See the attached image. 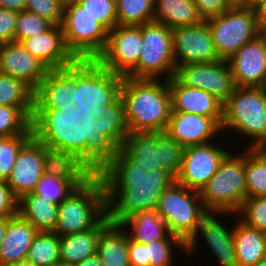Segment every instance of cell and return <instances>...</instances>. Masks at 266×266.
<instances>
[{"mask_svg": "<svg viewBox=\"0 0 266 266\" xmlns=\"http://www.w3.org/2000/svg\"><path fill=\"white\" fill-rule=\"evenodd\" d=\"M33 136L45 146L76 155L93 174L119 181L127 174L129 156L98 126L92 113L74 104L58 109H33Z\"/></svg>", "mask_w": 266, "mask_h": 266, "instance_id": "6da1fadb", "label": "cell"}, {"mask_svg": "<svg viewBox=\"0 0 266 266\" xmlns=\"http://www.w3.org/2000/svg\"><path fill=\"white\" fill-rule=\"evenodd\" d=\"M124 77L120 97L130 137L136 142L148 133L165 132L171 113L168 80Z\"/></svg>", "mask_w": 266, "mask_h": 266, "instance_id": "7a4b0ae2", "label": "cell"}, {"mask_svg": "<svg viewBox=\"0 0 266 266\" xmlns=\"http://www.w3.org/2000/svg\"><path fill=\"white\" fill-rule=\"evenodd\" d=\"M162 217L172 235L187 244L197 233L203 217L209 212L199 191L175 180H154L136 190Z\"/></svg>", "mask_w": 266, "mask_h": 266, "instance_id": "3957f363", "label": "cell"}, {"mask_svg": "<svg viewBox=\"0 0 266 266\" xmlns=\"http://www.w3.org/2000/svg\"><path fill=\"white\" fill-rule=\"evenodd\" d=\"M119 180L94 174L58 205V220L53 231L59 237L95 228L110 212L112 195Z\"/></svg>", "mask_w": 266, "mask_h": 266, "instance_id": "277c9868", "label": "cell"}, {"mask_svg": "<svg viewBox=\"0 0 266 266\" xmlns=\"http://www.w3.org/2000/svg\"><path fill=\"white\" fill-rule=\"evenodd\" d=\"M185 147L166 132L148 133L135 143L127 174L121 181L131 190L154 180H174L182 166Z\"/></svg>", "mask_w": 266, "mask_h": 266, "instance_id": "5b68a950", "label": "cell"}, {"mask_svg": "<svg viewBox=\"0 0 266 266\" xmlns=\"http://www.w3.org/2000/svg\"><path fill=\"white\" fill-rule=\"evenodd\" d=\"M124 77L101 66L95 59L76 60L72 64L70 102L80 112L97 119L119 97Z\"/></svg>", "mask_w": 266, "mask_h": 266, "instance_id": "8992f818", "label": "cell"}, {"mask_svg": "<svg viewBox=\"0 0 266 266\" xmlns=\"http://www.w3.org/2000/svg\"><path fill=\"white\" fill-rule=\"evenodd\" d=\"M111 214L114 221L125 231L129 240L149 244L167 240L172 234L165 220L136 190L122 181L115 185L112 195ZM126 227V228H125Z\"/></svg>", "mask_w": 266, "mask_h": 266, "instance_id": "52a82bcc", "label": "cell"}, {"mask_svg": "<svg viewBox=\"0 0 266 266\" xmlns=\"http://www.w3.org/2000/svg\"><path fill=\"white\" fill-rule=\"evenodd\" d=\"M223 129L250 137L248 148H261L266 143V87L236 86L223 102Z\"/></svg>", "mask_w": 266, "mask_h": 266, "instance_id": "ba28073f", "label": "cell"}, {"mask_svg": "<svg viewBox=\"0 0 266 266\" xmlns=\"http://www.w3.org/2000/svg\"><path fill=\"white\" fill-rule=\"evenodd\" d=\"M199 194L208 211L236 213L247 198L245 148L240 155L229 152Z\"/></svg>", "mask_w": 266, "mask_h": 266, "instance_id": "9c48e42d", "label": "cell"}, {"mask_svg": "<svg viewBox=\"0 0 266 266\" xmlns=\"http://www.w3.org/2000/svg\"><path fill=\"white\" fill-rule=\"evenodd\" d=\"M220 59L227 60L259 35V15L254 6L234 7L205 20Z\"/></svg>", "mask_w": 266, "mask_h": 266, "instance_id": "30bf717a", "label": "cell"}, {"mask_svg": "<svg viewBox=\"0 0 266 266\" xmlns=\"http://www.w3.org/2000/svg\"><path fill=\"white\" fill-rule=\"evenodd\" d=\"M143 47L137 67L127 76L134 79H166L174 76L176 64L172 29L151 21L142 25ZM164 76V77H162Z\"/></svg>", "mask_w": 266, "mask_h": 266, "instance_id": "8fae6325", "label": "cell"}, {"mask_svg": "<svg viewBox=\"0 0 266 266\" xmlns=\"http://www.w3.org/2000/svg\"><path fill=\"white\" fill-rule=\"evenodd\" d=\"M62 33L77 60L96 59L107 42L108 30L77 2L63 8Z\"/></svg>", "mask_w": 266, "mask_h": 266, "instance_id": "7c38bea8", "label": "cell"}, {"mask_svg": "<svg viewBox=\"0 0 266 266\" xmlns=\"http://www.w3.org/2000/svg\"><path fill=\"white\" fill-rule=\"evenodd\" d=\"M142 47V25H116L108 31L105 48L95 60L114 74L127 77L137 67Z\"/></svg>", "mask_w": 266, "mask_h": 266, "instance_id": "4fadbf2b", "label": "cell"}, {"mask_svg": "<svg viewBox=\"0 0 266 266\" xmlns=\"http://www.w3.org/2000/svg\"><path fill=\"white\" fill-rule=\"evenodd\" d=\"M180 84L199 88L224 102L234 91L232 71L227 60L176 66L173 76Z\"/></svg>", "mask_w": 266, "mask_h": 266, "instance_id": "5bb4252c", "label": "cell"}, {"mask_svg": "<svg viewBox=\"0 0 266 266\" xmlns=\"http://www.w3.org/2000/svg\"><path fill=\"white\" fill-rule=\"evenodd\" d=\"M229 151L212 144V141L185 147L182 166L174 180L187 188L200 191L218 171Z\"/></svg>", "mask_w": 266, "mask_h": 266, "instance_id": "9a60e30c", "label": "cell"}, {"mask_svg": "<svg viewBox=\"0 0 266 266\" xmlns=\"http://www.w3.org/2000/svg\"><path fill=\"white\" fill-rule=\"evenodd\" d=\"M172 39L176 66L221 60L216 53L210 28L205 20L197 25L173 28Z\"/></svg>", "mask_w": 266, "mask_h": 266, "instance_id": "2e32d148", "label": "cell"}, {"mask_svg": "<svg viewBox=\"0 0 266 266\" xmlns=\"http://www.w3.org/2000/svg\"><path fill=\"white\" fill-rule=\"evenodd\" d=\"M231 216L234 212L209 211L201 220L195 236L186 244V253L196 251L197 240L201 237L212 251L219 266H237L236 250L233 238V227L228 228L218 220L219 215ZM216 217V218H215ZM199 235V236H198ZM201 235V236H200Z\"/></svg>", "mask_w": 266, "mask_h": 266, "instance_id": "e0dca14e", "label": "cell"}, {"mask_svg": "<svg viewBox=\"0 0 266 266\" xmlns=\"http://www.w3.org/2000/svg\"><path fill=\"white\" fill-rule=\"evenodd\" d=\"M227 61L236 86L266 87V41L260 35Z\"/></svg>", "mask_w": 266, "mask_h": 266, "instance_id": "ac0fdd59", "label": "cell"}, {"mask_svg": "<svg viewBox=\"0 0 266 266\" xmlns=\"http://www.w3.org/2000/svg\"><path fill=\"white\" fill-rule=\"evenodd\" d=\"M44 144L34 136L21 148L14 168L6 180L12 194L19 199L33 192L44 174Z\"/></svg>", "mask_w": 266, "mask_h": 266, "instance_id": "d6986e66", "label": "cell"}, {"mask_svg": "<svg viewBox=\"0 0 266 266\" xmlns=\"http://www.w3.org/2000/svg\"><path fill=\"white\" fill-rule=\"evenodd\" d=\"M49 69L19 42L0 44V73L22 80L33 91Z\"/></svg>", "mask_w": 266, "mask_h": 266, "instance_id": "ffe728a7", "label": "cell"}, {"mask_svg": "<svg viewBox=\"0 0 266 266\" xmlns=\"http://www.w3.org/2000/svg\"><path fill=\"white\" fill-rule=\"evenodd\" d=\"M171 95V111L189 112L211 117L220 127L223 118V102L199 88L180 84L174 77L168 80Z\"/></svg>", "mask_w": 266, "mask_h": 266, "instance_id": "44dd1931", "label": "cell"}, {"mask_svg": "<svg viewBox=\"0 0 266 266\" xmlns=\"http://www.w3.org/2000/svg\"><path fill=\"white\" fill-rule=\"evenodd\" d=\"M221 127L211 118L171 111L165 132L184 147L211 142Z\"/></svg>", "mask_w": 266, "mask_h": 266, "instance_id": "7402d4cb", "label": "cell"}, {"mask_svg": "<svg viewBox=\"0 0 266 266\" xmlns=\"http://www.w3.org/2000/svg\"><path fill=\"white\" fill-rule=\"evenodd\" d=\"M20 43L49 70L64 69L77 60L66 47L61 25H52L45 32Z\"/></svg>", "mask_w": 266, "mask_h": 266, "instance_id": "603a6c76", "label": "cell"}, {"mask_svg": "<svg viewBox=\"0 0 266 266\" xmlns=\"http://www.w3.org/2000/svg\"><path fill=\"white\" fill-rule=\"evenodd\" d=\"M72 64L64 69L49 70L34 90L33 109H58L72 104Z\"/></svg>", "mask_w": 266, "mask_h": 266, "instance_id": "cb8c5ba5", "label": "cell"}, {"mask_svg": "<svg viewBox=\"0 0 266 266\" xmlns=\"http://www.w3.org/2000/svg\"><path fill=\"white\" fill-rule=\"evenodd\" d=\"M38 231L18 213L11 216L0 246V266L26 261L27 252Z\"/></svg>", "mask_w": 266, "mask_h": 266, "instance_id": "d4e9b609", "label": "cell"}, {"mask_svg": "<svg viewBox=\"0 0 266 266\" xmlns=\"http://www.w3.org/2000/svg\"><path fill=\"white\" fill-rule=\"evenodd\" d=\"M114 221L111 212L93 229L60 237V265L74 266L96 254L101 233Z\"/></svg>", "mask_w": 266, "mask_h": 266, "instance_id": "484cf974", "label": "cell"}, {"mask_svg": "<svg viewBox=\"0 0 266 266\" xmlns=\"http://www.w3.org/2000/svg\"><path fill=\"white\" fill-rule=\"evenodd\" d=\"M236 222L233 238L237 266H254L266 257V231L249 227L239 219Z\"/></svg>", "mask_w": 266, "mask_h": 266, "instance_id": "4316f807", "label": "cell"}, {"mask_svg": "<svg viewBox=\"0 0 266 266\" xmlns=\"http://www.w3.org/2000/svg\"><path fill=\"white\" fill-rule=\"evenodd\" d=\"M17 213L38 232H53L58 220V204L30 192L18 199Z\"/></svg>", "mask_w": 266, "mask_h": 266, "instance_id": "83f0119b", "label": "cell"}, {"mask_svg": "<svg viewBox=\"0 0 266 266\" xmlns=\"http://www.w3.org/2000/svg\"><path fill=\"white\" fill-rule=\"evenodd\" d=\"M44 173L67 181H88L94 174L74 154L44 145Z\"/></svg>", "mask_w": 266, "mask_h": 266, "instance_id": "f1b7e54d", "label": "cell"}, {"mask_svg": "<svg viewBox=\"0 0 266 266\" xmlns=\"http://www.w3.org/2000/svg\"><path fill=\"white\" fill-rule=\"evenodd\" d=\"M154 21L173 29L203 21L193 0H154Z\"/></svg>", "mask_w": 266, "mask_h": 266, "instance_id": "f546056e", "label": "cell"}, {"mask_svg": "<svg viewBox=\"0 0 266 266\" xmlns=\"http://www.w3.org/2000/svg\"><path fill=\"white\" fill-rule=\"evenodd\" d=\"M96 253L103 266H130L128 237L115 221L101 233Z\"/></svg>", "mask_w": 266, "mask_h": 266, "instance_id": "4dcf8cb0", "label": "cell"}, {"mask_svg": "<svg viewBox=\"0 0 266 266\" xmlns=\"http://www.w3.org/2000/svg\"><path fill=\"white\" fill-rule=\"evenodd\" d=\"M98 126L108 135L129 157L135 147V141L130 137L125 118L124 105L121 97L113 104L107 106V110L96 119Z\"/></svg>", "mask_w": 266, "mask_h": 266, "instance_id": "1f68e13d", "label": "cell"}, {"mask_svg": "<svg viewBox=\"0 0 266 266\" xmlns=\"http://www.w3.org/2000/svg\"><path fill=\"white\" fill-rule=\"evenodd\" d=\"M247 198L266 197V152L245 148Z\"/></svg>", "mask_w": 266, "mask_h": 266, "instance_id": "d6a6232c", "label": "cell"}, {"mask_svg": "<svg viewBox=\"0 0 266 266\" xmlns=\"http://www.w3.org/2000/svg\"><path fill=\"white\" fill-rule=\"evenodd\" d=\"M60 237L53 232H38L26 256L34 266L60 265Z\"/></svg>", "mask_w": 266, "mask_h": 266, "instance_id": "836d02e7", "label": "cell"}, {"mask_svg": "<svg viewBox=\"0 0 266 266\" xmlns=\"http://www.w3.org/2000/svg\"><path fill=\"white\" fill-rule=\"evenodd\" d=\"M33 107H9L0 105V137L33 134L31 118Z\"/></svg>", "mask_w": 266, "mask_h": 266, "instance_id": "e575fe53", "label": "cell"}, {"mask_svg": "<svg viewBox=\"0 0 266 266\" xmlns=\"http://www.w3.org/2000/svg\"><path fill=\"white\" fill-rule=\"evenodd\" d=\"M118 25H143L154 21V0H116Z\"/></svg>", "mask_w": 266, "mask_h": 266, "instance_id": "d590c367", "label": "cell"}, {"mask_svg": "<svg viewBox=\"0 0 266 266\" xmlns=\"http://www.w3.org/2000/svg\"><path fill=\"white\" fill-rule=\"evenodd\" d=\"M34 91L22 80L0 73V105L33 107Z\"/></svg>", "mask_w": 266, "mask_h": 266, "instance_id": "8d00e7d4", "label": "cell"}, {"mask_svg": "<svg viewBox=\"0 0 266 266\" xmlns=\"http://www.w3.org/2000/svg\"><path fill=\"white\" fill-rule=\"evenodd\" d=\"M85 182L67 181L44 173L33 193L59 205L75 188L82 186Z\"/></svg>", "mask_w": 266, "mask_h": 266, "instance_id": "74e56055", "label": "cell"}, {"mask_svg": "<svg viewBox=\"0 0 266 266\" xmlns=\"http://www.w3.org/2000/svg\"><path fill=\"white\" fill-rule=\"evenodd\" d=\"M32 137L33 134L0 137V179H8L21 148Z\"/></svg>", "mask_w": 266, "mask_h": 266, "instance_id": "f35d334b", "label": "cell"}, {"mask_svg": "<svg viewBox=\"0 0 266 266\" xmlns=\"http://www.w3.org/2000/svg\"><path fill=\"white\" fill-rule=\"evenodd\" d=\"M176 244L186 252V244L177 236L171 235L167 240H159L147 244L150 266H173V247Z\"/></svg>", "mask_w": 266, "mask_h": 266, "instance_id": "ab89813d", "label": "cell"}, {"mask_svg": "<svg viewBox=\"0 0 266 266\" xmlns=\"http://www.w3.org/2000/svg\"><path fill=\"white\" fill-rule=\"evenodd\" d=\"M53 24L27 10L18 12L15 28V42H21L48 30Z\"/></svg>", "mask_w": 266, "mask_h": 266, "instance_id": "60d3db41", "label": "cell"}, {"mask_svg": "<svg viewBox=\"0 0 266 266\" xmlns=\"http://www.w3.org/2000/svg\"><path fill=\"white\" fill-rule=\"evenodd\" d=\"M236 215L245 225L266 231V197L246 198Z\"/></svg>", "mask_w": 266, "mask_h": 266, "instance_id": "b9f144b4", "label": "cell"}, {"mask_svg": "<svg viewBox=\"0 0 266 266\" xmlns=\"http://www.w3.org/2000/svg\"><path fill=\"white\" fill-rule=\"evenodd\" d=\"M77 3L108 31L118 25L116 0H78Z\"/></svg>", "mask_w": 266, "mask_h": 266, "instance_id": "7bdbcfd3", "label": "cell"}, {"mask_svg": "<svg viewBox=\"0 0 266 266\" xmlns=\"http://www.w3.org/2000/svg\"><path fill=\"white\" fill-rule=\"evenodd\" d=\"M25 10L46 18L53 25L62 22L63 7L56 0H27Z\"/></svg>", "mask_w": 266, "mask_h": 266, "instance_id": "ee69618b", "label": "cell"}, {"mask_svg": "<svg viewBox=\"0 0 266 266\" xmlns=\"http://www.w3.org/2000/svg\"><path fill=\"white\" fill-rule=\"evenodd\" d=\"M18 12L0 8V44L15 42Z\"/></svg>", "mask_w": 266, "mask_h": 266, "instance_id": "f6af8a7d", "label": "cell"}, {"mask_svg": "<svg viewBox=\"0 0 266 266\" xmlns=\"http://www.w3.org/2000/svg\"><path fill=\"white\" fill-rule=\"evenodd\" d=\"M18 199L4 179H0V217H11L17 214Z\"/></svg>", "mask_w": 266, "mask_h": 266, "instance_id": "bcb514c9", "label": "cell"}, {"mask_svg": "<svg viewBox=\"0 0 266 266\" xmlns=\"http://www.w3.org/2000/svg\"><path fill=\"white\" fill-rule=\"evenodd\" d=\"M199 15L203 20L217 16L231 7L225 0H193Z\"/></svg>", "mask_w": 266, "mask_h": 266, "instance_id": "7dc6e473", "label": "cell"}, {"mask_svg": "<svg viewBox=\"0 0 266 266\" xmlns=\"http://www.w3.org/2000/svg\"><path fill=\"white\" fill-rule=\"evenodd\" d=\"M128 256L130 266H150L147 244L128 239Z\"/></svg>", "mask_w": 266, "mask_h": 266, "instance_id": "c3c4849f", "label": "cell"}, {"mask_svg": "<svg viewBox=\"0 0 266 266\" xmlns=\"http://www.w3.org/2000/svg\"><path fill=\"white\" fill-rule=\"evenodd\" d=\"M26 3L27 0H0V8L21 12L25 10Z\"/></svg>", "mask_w": 266, "mask_h": 266, "instance_id": "681fc988", "label": "cell"}, {"mask_svg": "<svg viewBox=\"0 0 266 266\" xmlns=\"http://www.w3.org/2000/svg\"><path fill=\"white\" fill-rule=\"evenodd\" d=\"M74 266H103V264L101 262V258L96 253Z\"/></svg>", "mask_w": 266, "mask_h": 266, "instance_id": "f907efd6", "label": "cell"}, {"mask_svg": "<svg viewBox=\"0 0 266 266\" xmlns=\"http://www.w3.org/2000/svg\"><path fill=\"white\" fill-rule=\"evenodd\" d=\"M227 4L231 7H251L249 0H225Z\"/></svg>", "mask_w": 266, "mask_h": 266, "instance_id": "816d5d0a", "label": "cell"}, {"mask_svg": "<svg viewBox=\"0 0 266 266\" xmlns=\"http://www.w3.org/2000/svg\"><path fill=\"white\" fill-rule=\"evenodd\" d=\"M259 35L266 41V15H259Z\"/></svg>", "mask_w": 266, "mask_h": 266, "instance_id": "f5cc1de1", "label": "cell"}, {"mask_svg": "<svg viewBox=\"0 0 266 266\" xmlns=\"http://www.w3.org/2000/svg\"><path fill=\"white\" fill-rule=\"evenodd\" d=\"M10 217H0V246L3 243L4 235L7 228V222Z\"/></svg>", "mask_w": 266, "mask_h": 266, "instance_id": "db71d44e", "label": "cell"}, {"mask_svg": "<svg viewBox=\"0 0 266 266\" xmlns=\"http://www.w3.org/2000/svg\"><path fill=\"white\" fill-rule=\"evenodd\" d=\"M258 15H266V0H260L255 6Z\"/></svg>", "mask_w": 266, "mask_h": 266, "instance_id": "11a10c76", "label": "cell"}, {"mask_svg": "<svg viewBox=\"0 0 266 266\" xmlns=\"http://www.w3.org/2000/svg\"><path fill=\"white\" fill-rule=\"evenodd\" d=\"M58 3L64 8L68 5H71L72 3L77 2L78 0H56Z\"/></svg>", "mask_w": 266, "mask_h": 266, "instance_id": "9f6ffc18", "label": "cell"}, {"mask_svg": "<svg viewBox=\"0 0 266 266\" xmlns=\"http://www.w3.org/2000/svg\"><path fill=\"white\" fill-rule=\"evenodd\" d=\"M8 266H34L31 263L27 262V261H23V262H19V263H15V264H11Z\"/></svg>", "mask_w": 266, "mask_h": 266, "instance_id": "6f0895ef", "label": "cell"}, {"mask_svg": "<svg viewBox=\"0 0 266 266\" xmlns=\"http://www.w3.org/2000/svg\"><path fill=\"white\" fill-rule=\"evenodd\" d=\"M254 266H266V257L261 259L257 264Z\"/></svg>", "mask_w": 266, "mask_h": 266, "instance_id": "680465c9", "label": "cell"}, {"mask_svg": "<svg viewBox=\"0 0 266 266\" xmlns=\"http://www.w3.org/2000/svg\"><path fill=\"white\" fill-rule=\"evenodd\" d=\"M249 2L252 6L255 7L260 2V0H249Z\"/></svg>", "mask_w": 266, "mask_h": 266, "instance_id": "91938a15", "label": "cell"}, {"mask_svg": "<svg viewBox=\"0 0 266 266\" xmlns=\"http://www.w3.org/2000/svg\"><path fill=\"white\" fill-rule=\"evenodd\" d=\"M261 149L266 152V143L261 147Z\"/></svg>", "mask_w": 266, "mask_h": 266, "instance_id": "94428289", "label": "cell"}]
</instances>
